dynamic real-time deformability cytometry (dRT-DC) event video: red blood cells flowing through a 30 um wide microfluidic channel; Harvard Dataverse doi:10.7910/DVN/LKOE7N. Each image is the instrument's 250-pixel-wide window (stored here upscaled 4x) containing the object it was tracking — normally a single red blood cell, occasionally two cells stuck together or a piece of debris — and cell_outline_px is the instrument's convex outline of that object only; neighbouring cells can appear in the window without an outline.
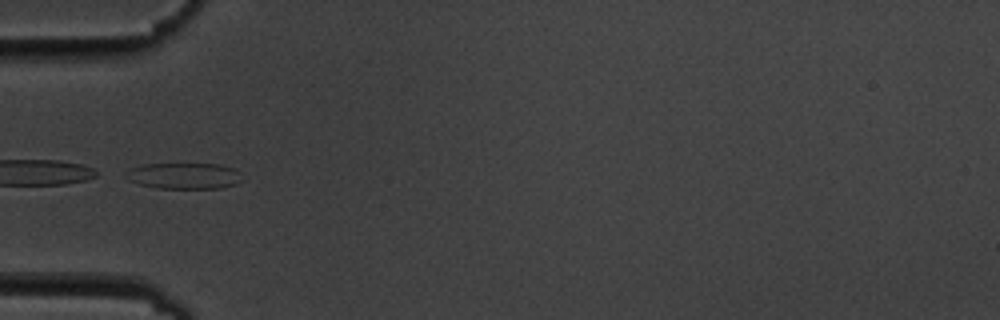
{"species": "common noctule bat (a hibernating species)", "species_latin": "Nyctalus noctula", "temperature_condition": "cold", "stored_images_in_passage": 8, "camera_frame_rate_fps": 3000, "um_per_image_px": 0.085, "animal": {"sex": "male", "body_mass_g": 19.5, "forearm_length_mm": 54.6}, "frame": {"image": 1, "passage_image": 5, "time_ms": 4.667, "image_size_px": [1000, 320], "cell_outline_px": [[244, 180], [236, 184], [220, 188], [156, 188], [140, 184], [128, 180], [124, 176], [124, 172], [128, 168], [144, 164], [220, 164], [236, 168]], "centroid_in_image_um": [15.64, 14.94], "position_along_channel_um": 69.4, "area_um2": 17.98}}
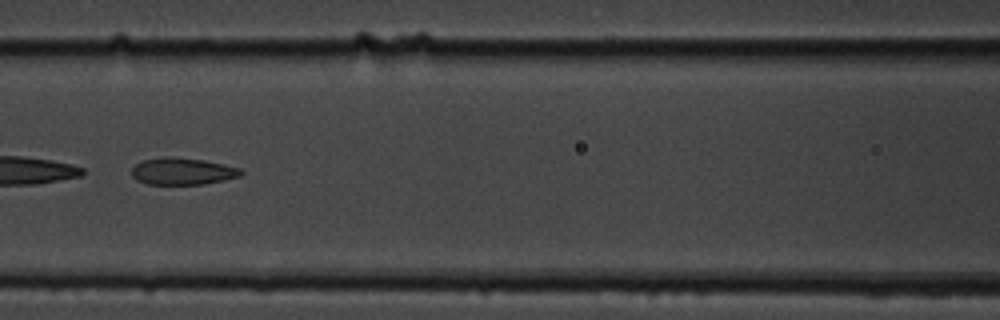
{"frame": {"image": 2, "passage_image": 7, "time_ms": 7.0, "image_size_px": [1000, 320], "cell_outline_px": [[244, 172], [240, 176], [224, 180], [204, 184], [148, 184], [136, 180], [132, 176], [132, 168], [136, 164], [144, 160], [168, 156], [172, 156], [204, 160], [224, 164], [240, 168]], "centroid_in_image_um": [15.52, 14.56], "position_along_channel_um": 151.1, "area_um2": 17.17}}
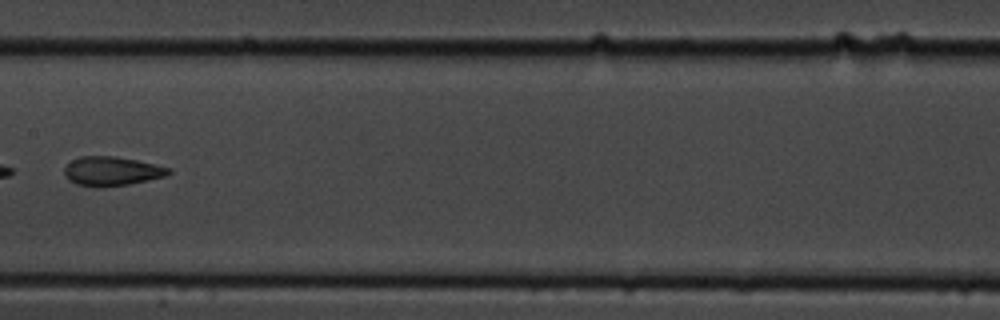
{"frame": {"image": 3, "passage_image": 8, "time_ms": 8.333, "image_size_px": [1000, 320], "cell_outline_px": [[172, 172], [164, 176], [128, 184], [96, 188], [76, 184], [68, 180], [64, 176], [64, 168], [72, 160], [80, 156], [112, 156], [136, 160], [172, 168]], "centroid_in_image_um": [9.46, 14.55], "position_along_channel_um": 197.9, "area_um2": 17.69}}